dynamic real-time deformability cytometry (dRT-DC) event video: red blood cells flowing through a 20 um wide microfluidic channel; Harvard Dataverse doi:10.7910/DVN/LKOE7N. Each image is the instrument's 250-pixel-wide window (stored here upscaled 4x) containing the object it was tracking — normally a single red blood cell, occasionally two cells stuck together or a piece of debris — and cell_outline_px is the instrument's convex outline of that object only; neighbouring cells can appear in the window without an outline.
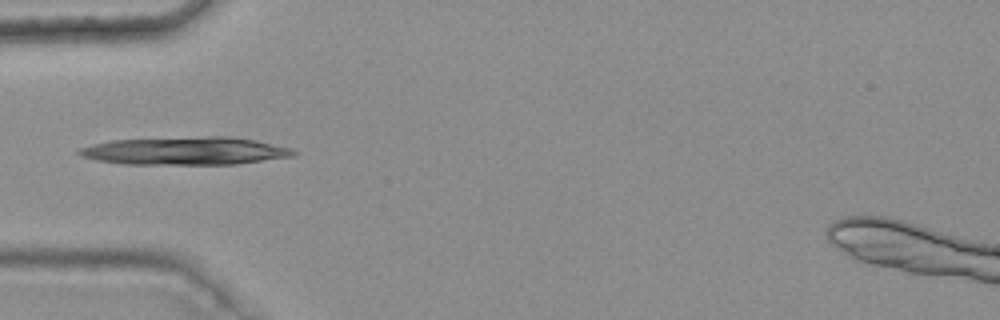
{"species": "common noctule bat (a hibernating species)", "species_latin": "Nyctalus noctula", "temperature_condition": "warm", "stored_images_in_passage": 8, "camera_frame_rate_fps": 3000, "um_per_image_px": 0.085, "animal": {"sex": "female", "body_mass_g": 25.1}, "frame": {"image": 1, "passage_image": 5, "time_ms": 1.333, "image_size_px": [1000, 320], "cell_outline_px": [[300, 152], [296, 156], [236, 164], [124, 164], [96, 160], [80, 156], [76, 152], [80, 148], [92, 144], [112, 140], [204, 136], [232, 136], [256, 140], [292, 148]], "centroid_in_image_um": [15.8, 12.82], "position_along_channel_um": 69.2, "area_um2": 35.2}}
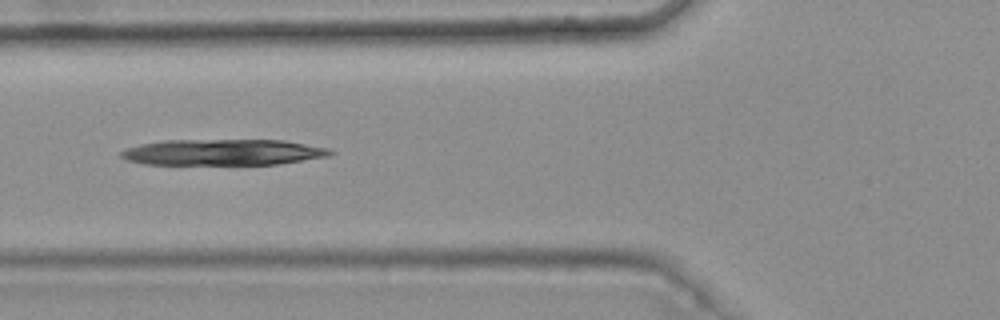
{"frame": {"image": 2, "passage_image": 6, "time_ms": 1.667, "image_size_px": [1000, 320], "cell_outline_px": [[336, 152], [328, 156], [280, 164], [144, 164], [128, 160], [120, 156], [120, 152], [128, 148], [140, 144], [164, 140], [284, 140], [328, 148]], "centroid_in_image_um": [18.98, 12.94], "position_along_channel_um": 106.8, "area_um2": 31.62}}
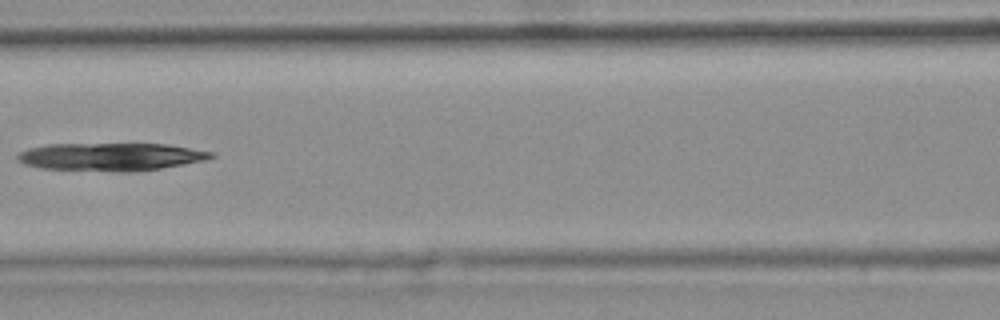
{"frame": {"image": 3, "passage_image": 7, "time_ms": 2.0, "image_size_px": [1000, 320], "cell_outline_px": [[216, 156], [204, 160], [184, 164], [136, 172], [120, 172], [40, 168], [24, 164], [16, 160], [16, 156], [20, 152], [28, 148], [48, 144], [164, 144], [216, 152]], "centroid_in_image_um": [9.4, 13.33], "position_along_channel_um": 157.2, "area_um2": 31.56}}